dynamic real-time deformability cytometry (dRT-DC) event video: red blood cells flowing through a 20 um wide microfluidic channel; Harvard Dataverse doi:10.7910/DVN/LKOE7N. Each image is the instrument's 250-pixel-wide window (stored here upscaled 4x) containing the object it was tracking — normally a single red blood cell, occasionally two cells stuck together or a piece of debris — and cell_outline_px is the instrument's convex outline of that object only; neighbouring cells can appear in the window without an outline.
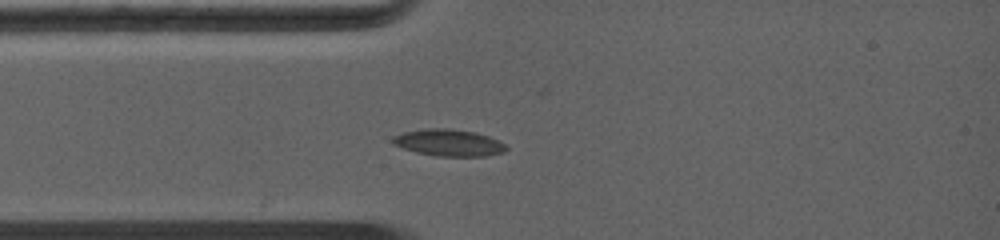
{"species": "common noctule bat (a hibernating species)", "species_latin": "Nyctalus noctula", "temperature_condition": "warm", "stored_images_in_passage": 12, "camera_frame_rate_fps": 5000, "um_per_image_px": 0.085, "animal": {"sex": "female", "body_mass_g": 19.0, "forearm_length_mm": 56.7}, "frame": {"image": 1, "passage_image": 1, "time_ms": 0.0, "image_size_px": [1000, 240], "cell_outline_px": [[508, 148], [504, 152], [488, 156], [436, 156], [416, 152], [392, 144], [392, 140], [396, 136], [404, 132], [432, 128], [472, 132], [488, 136], [504, 144]], "centroid_in_image_um": [38.16, 12.16], "position_along_channel_um": 46.8, "area_um2": 17.17}}
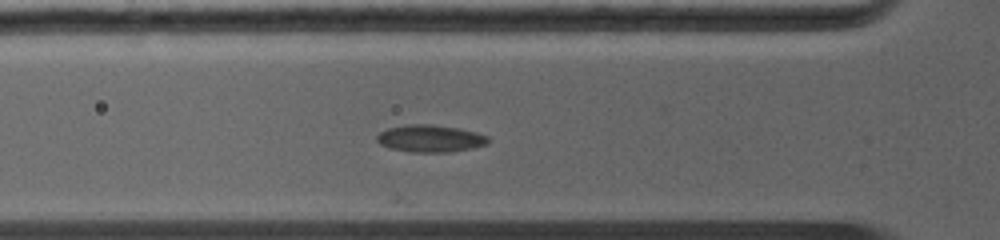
{"frame": {"image": 2, "passage_image": 6, "time_ms": 1.0, "image_size_px": [1000, 240], "cell_outline_px": [[488, 144], [472, 148], [452, 152], [408, 152], [388, 148], [380, 144], [376, 140], [376, 136], [380, 132], [388, 128], [416, 124], [428, 124], [456, 128], [488, 136]], "centroid_in_image_um": [36.53, 11.79], "position_along_channel_um": 89.3, "area_um2": 17.46}}
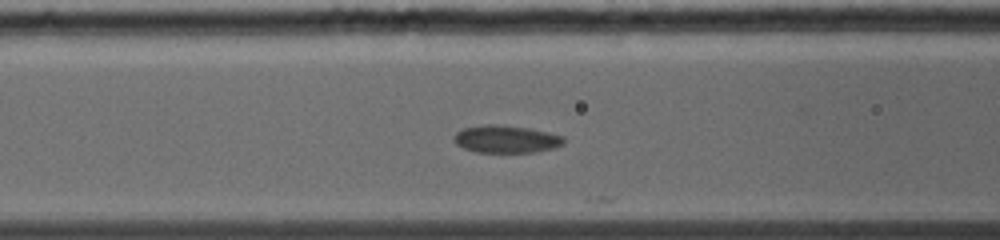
{"frame": {"image": 3, "passage_image": 10, "time_ms": 1.8, "image_size_px": [1000, 240], "cell_outline_px": [[564, 144], [552, 148], [532, 152], [476, 152], [464, 148], [456, 144], [456, 132], [464, 128], [524, 128], [544, 132], [560, 136], [564, 140]], "centroid_in_image_um": [43.04, 11.9], "position_along_channel_um": 123.6, "area_um2": 16.01}}